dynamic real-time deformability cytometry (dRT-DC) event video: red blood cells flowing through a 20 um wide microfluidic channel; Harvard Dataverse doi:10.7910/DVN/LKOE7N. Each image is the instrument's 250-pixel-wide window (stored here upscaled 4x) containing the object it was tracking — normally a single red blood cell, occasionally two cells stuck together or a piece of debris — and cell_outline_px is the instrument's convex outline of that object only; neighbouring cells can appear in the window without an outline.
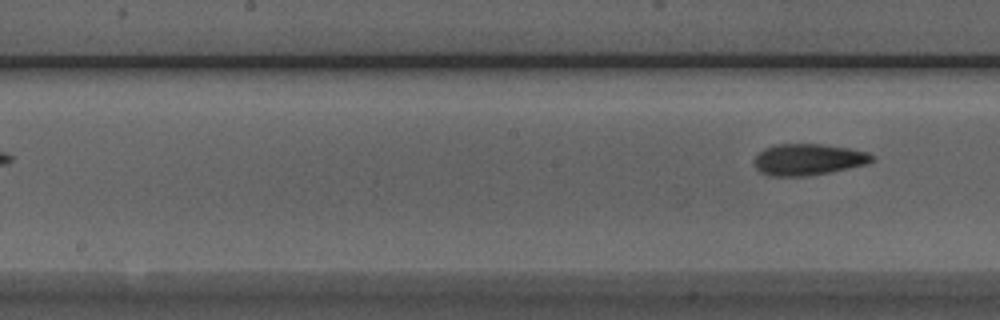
{"species": "Egyptian fruit bat (a non-hibernating species)", "species_latin": "Rousettus aegyptiacus", "temperature_condition": "room temperature", "stored_images_in_passage": 5, "camera_frame_rate_fps": 3000, "um_per_image_px": 0.085, "animal": {"sex": "male"}, "frame": {"image": 1, "passage_image": 5, "time_ms": 4.667, "image_size_px": [1000, 320], "cell_outline_px": [[876, 160], [868, 164], [828, 172], [804, 176], [768, 176], [760, 172], [756, 168], [752, 160], [764, 148], [776, 144], [820, 144], [848, 148], [868, 152], [876, 156]], "centroid_in_image_um": [68.7, 13.55], "position_along_channel_um": 179.5, "area_um2": 21.68}}